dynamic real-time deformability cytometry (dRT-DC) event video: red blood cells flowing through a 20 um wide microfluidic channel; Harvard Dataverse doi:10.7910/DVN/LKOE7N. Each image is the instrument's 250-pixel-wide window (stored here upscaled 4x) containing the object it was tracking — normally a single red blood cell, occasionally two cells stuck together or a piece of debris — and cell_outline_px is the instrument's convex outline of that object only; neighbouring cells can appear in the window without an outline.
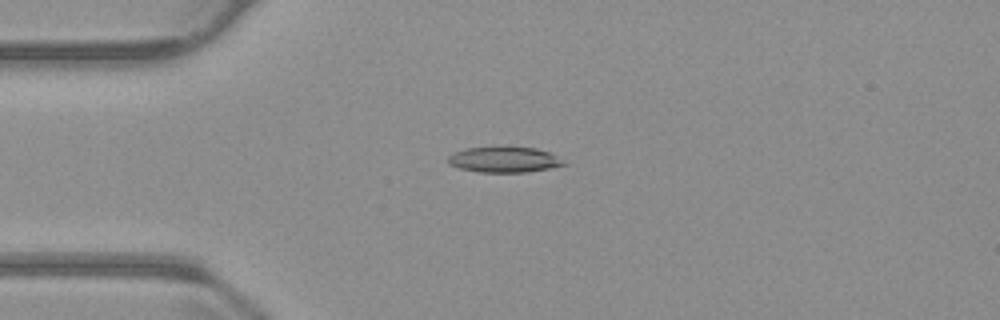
{"species": "common noctule bat (a hibernating species)", "species_latin": "Nyctalus noctula", "temperature_condition": "warm", "stored_images_in_passage": 55, "camera_frame_rate_fps": 3000, "um_per_image_px": 0.085, "animal": {"sex": "male", "body_mass_g": 23.1, "forearm_length_mm": 52.7}, "frame": {"image": 1, "passage_image": 14, "time_ms": 4.333, "image_size_px": [1000, 320], "cell_outline_px": [[568, 164], [528, 172], [480, 172], [460, 168], [448, 164], [448, 156], [452, 152], [464, 148], [500, 144], [536, 148], [548, 152]], "centroid_in_image_um": [42.78, 13.52], "position_along_channel_um": 42.2, "area_um2": 17.92}}
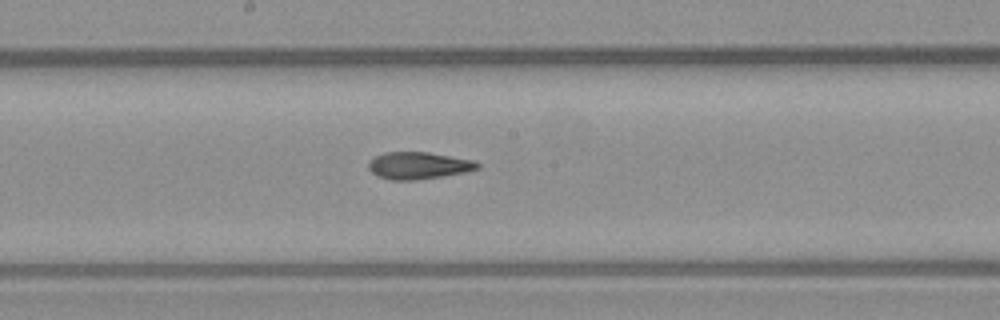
{"frame": {"image": 2, "passage_image": 29, "time_ms": 9.333, "image_size_px": [1000, 320], "cell_outline_px": [[480, 168], [464, 172], [416, 180], [392, 180], [376, 176], [368, 168], [368, 164], [376, 156], [384, 152], [428, 152], [472, 160], [480, 164]], "centroid_in_image_um": [35.55, 14.07], "position_along_channel_um": 212.7, "area_um2": 16.99}}
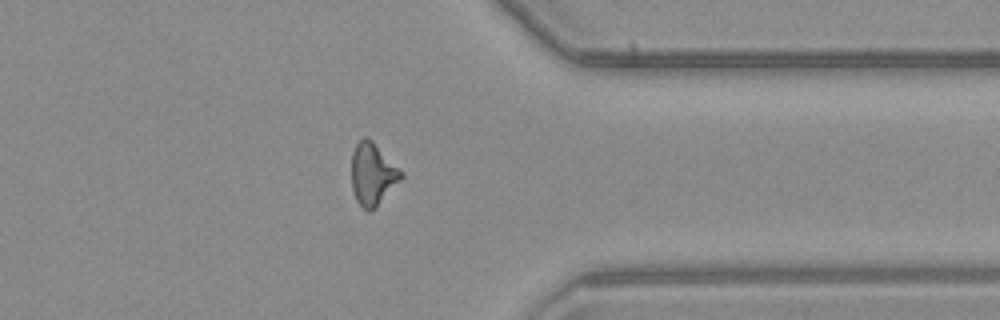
{"frame": {"image": 3, "passage_image": 43, "time_ms": 14.0, "image_size_px": [1000, 320], "cell_outline_px": [[404, 176], [376, 208], [368, 212], [356, 200], [352, 188], [352, 152], [356, 144], [364, 136], [368, 136], [404, 172]], "centroid_in_image_um": [31.69, 14.79], "position_along_channel_um": 379.7, "area_um2": 18.09}, "authors_computed_cell_mechanics": {"area_um2": 17.629, "velocity_mm_per_s": 3.8028, "shape_relaxation_time_tau1_ms": null, "shape_relaxation_time_tau2_ms": 4.2826, "deformation_change_tau1": null, "deformation_change_tau2": 0.1235}}